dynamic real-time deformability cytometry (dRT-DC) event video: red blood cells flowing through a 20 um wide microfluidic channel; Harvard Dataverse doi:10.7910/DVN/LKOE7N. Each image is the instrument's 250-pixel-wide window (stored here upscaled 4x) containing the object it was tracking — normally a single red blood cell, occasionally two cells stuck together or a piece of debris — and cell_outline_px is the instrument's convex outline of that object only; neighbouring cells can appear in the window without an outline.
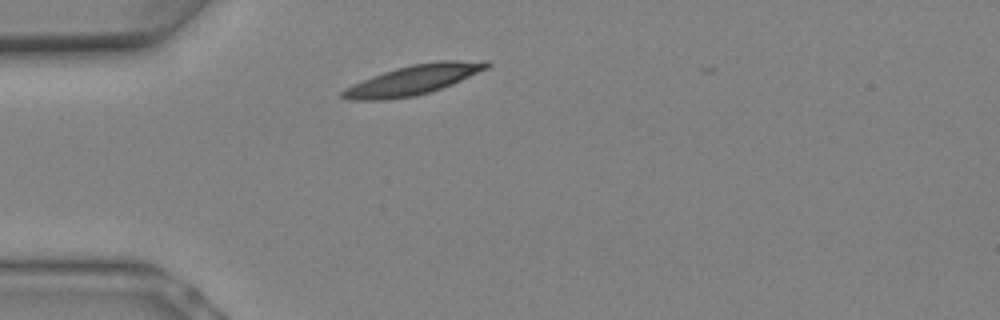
{"species": "Egyptian fruit bat (a non-hibernating species)", "species_latin": "Rousettus aegyptiacus", "temperature_condition": "warm", "stored_images_in_passage": 3, "camera_frame_rate_fps": 3000, "um_per_image_px": 0.085, "animal": {"sex": "female"}, "frame": {"image": 1, "passage_image": 1, "time_ms": 0.0, "image_size_px": [1000, 320], "cell_outline_px": [[492, 64], [488, 68], [452, 84], [416, 96], [384, 100], [352, 100], [340, 96], [340, 92], [344, 88], [352, 84], [372, 76], [396, 68], [412, 64], [440, 60], [488, 60]], "centroid_in_image_um": [35.14, 6.78], "position_along_channel_um": 49.9, "area_um2": 24.97}}
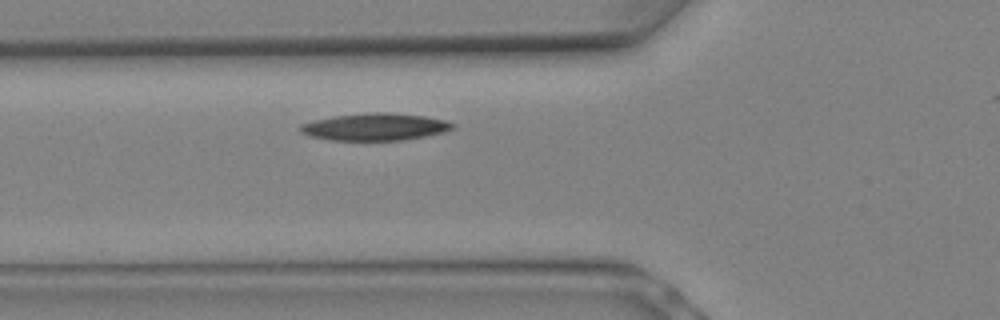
{"frame": {"image": 2, "passage_image": 3, "time_ms": 0.667, "image_size_px": [1000, 320], "cell_outline_px": [[456, 124], [452, 128], [444, 132], [404, 140], [328, 140], [308, 136], [300, 132], [300, 124], [312, 120], [332, 116], [372, 112], [392, 112], [424, 116], [444, 120]], "centroid_in_image_um": [31.83, 10.78], "position_along_channel_um": 94.0, "area_um2": 24.28}}